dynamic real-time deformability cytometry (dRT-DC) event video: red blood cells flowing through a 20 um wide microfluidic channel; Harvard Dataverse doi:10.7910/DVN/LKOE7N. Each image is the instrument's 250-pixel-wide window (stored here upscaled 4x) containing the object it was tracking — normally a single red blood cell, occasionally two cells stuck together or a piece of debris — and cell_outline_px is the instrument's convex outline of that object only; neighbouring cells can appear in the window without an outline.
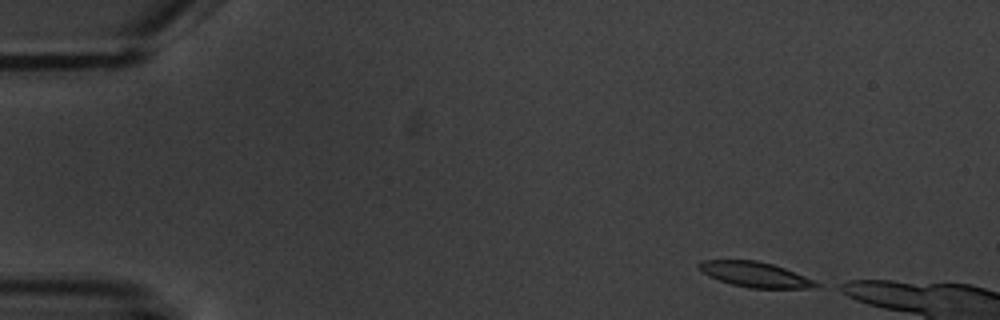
{"species": "common noctule bat (a hibernating species)", "species_latin": "Nyctalus noctula", "temperature_condition": "warm", "stored_images_in_passage": 4, "camera_frame_rate_fps": 3000, "um_per_image_px": 0.085, "animal": {"sex": "male", "body_mass_g": 20.1, "forearm_length_mm": 53.5}, "frame": {"image": 1, "passage_image": 1, "time_ms": 0.0, "image_size_px": [1000, 320], "cell_outline_px": [[820, 288], [748, 288], [732, 284], [708, 276], [696, 264], [700, 260], [756, 260], [772, 264], [784, 268], [804, 276], [820, 284]], "centroid_in_image_um": [64.18, 23.33], "position_along_channel_um": 20.8, "area_um2": 17.05}}